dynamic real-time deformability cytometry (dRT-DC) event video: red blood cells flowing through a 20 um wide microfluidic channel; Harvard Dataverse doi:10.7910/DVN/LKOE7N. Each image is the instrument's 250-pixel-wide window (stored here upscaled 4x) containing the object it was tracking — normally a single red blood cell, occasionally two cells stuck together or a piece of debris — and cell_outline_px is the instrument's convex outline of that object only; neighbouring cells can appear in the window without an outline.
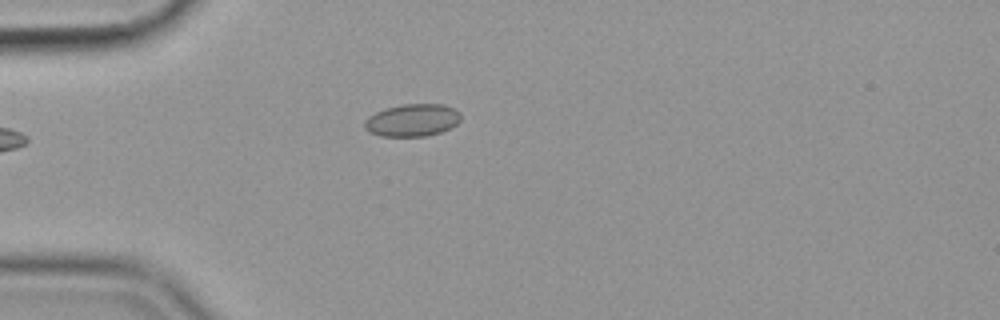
{"species": "common noctule bat (a hibernating species)", "species_latin": "Nyctalus noctula", "temperature_condition": "cold", "stored_images_in_passage": 42, "camera_frame_rate_fps": 3000, "um_per_image_px": 0.085, "animal": {"sex": "female", "body_mass_g": 19.9}, "frame": {"image": 1, "passage_image": 1, "time_ms": 0.0, "image_size_px": [1000, 320], "cell_outline_px": [[460, 120], [456, 124], [440, 132], [424, 136], [380, 136], [368, 132], [364, 128], [364, 120], [368, 116], [376, 112], [388, 108], [404, 104], [444, 104], [460, 112]], "centroid_in_image_um": [35.02, 10.22], "position_along_channel_um": 50.0, "area_um2": 18.09}}
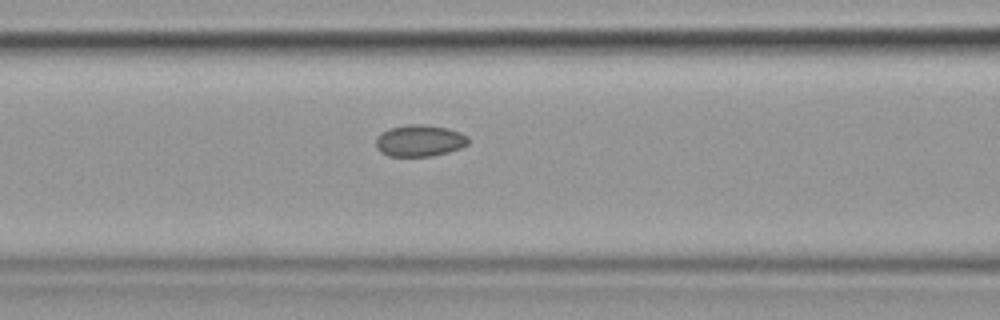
{"frame": {"image": 2, "passage_image": 9, "time_ms": 2.667, "image_size_px": [1000, 320], "cell_outline_px": [[468, 144], [460, 148], [448, 152], [432, 156], [388, 156], [380, 152], [376, 148], [376, 136], [380, 132], [388, 128], [408, 124], [424, 124], [448, 128], [460, 132], [468, 136]], "centroid_in_image_um": [35.64, 11.95], "position_along_channel_um": 131.0, "area_um2": 17.28}}
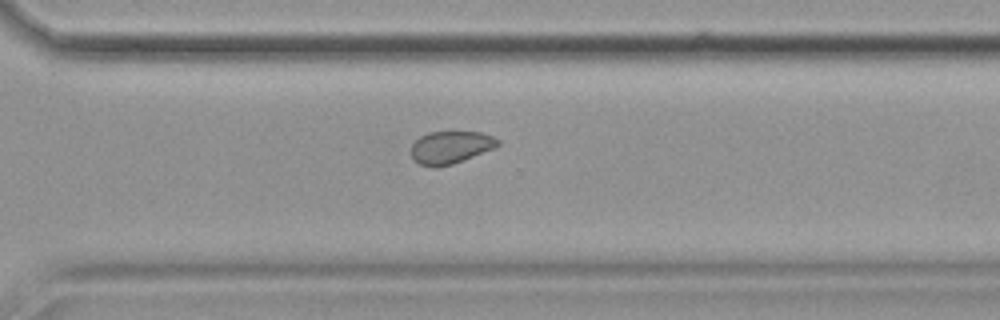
{"frame": {"image": 3, "passage_image": 26, "time_ms": 8.333, "image_size_px": [1000, 320], "cell_outline_px": [[500, 144], [492, 148], [452, 164], [436, 168], [420, 164], [412, 160], [412, 144], [420, 136], [428, 132], [480, 132], [492, 136], [500, 140]], "centroid_in_image_um": [38.26, 12.52], "position_along_channel_um": 332.3, "area_um2": 16.24}, "authors_computed_cell_mechanics": {"area_um2": 17.34, "velocity_mm_per_s": 3.559, "shape_relaxation_time_tau1_ms": null, "shape_relaxation_time_tau2_ms": 4.1351, "deformation_change_tau1": null, "deformation_change_tau2": 0.0491}}